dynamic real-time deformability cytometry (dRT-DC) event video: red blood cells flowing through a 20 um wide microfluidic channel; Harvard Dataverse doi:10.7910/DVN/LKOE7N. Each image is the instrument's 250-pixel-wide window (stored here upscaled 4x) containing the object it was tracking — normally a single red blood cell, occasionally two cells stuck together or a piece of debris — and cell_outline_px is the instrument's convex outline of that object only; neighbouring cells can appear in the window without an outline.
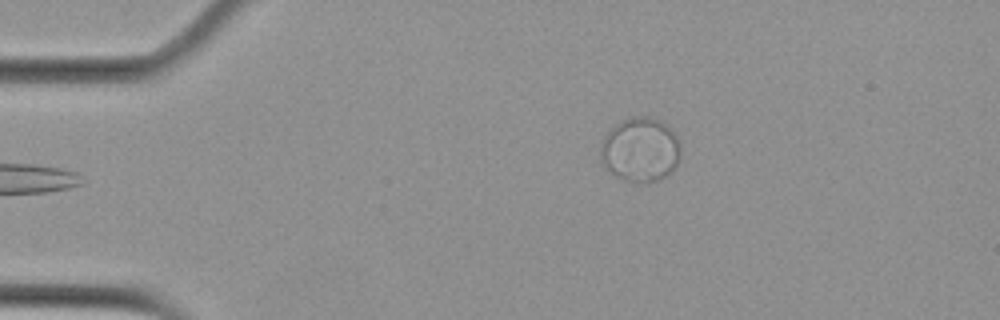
{"species": "Egyptian fruit bat (a non-hibernating species)", "species_latin": "Rousettus aegyptiacus", "temperature_condition": "cold", "stored_images_in_passage": 2, "segment_of_instrument_passage": [2, 2], "camera_frame_rate_fps": 3000, "um_per_image_px": 0.085, "animal": {"sex": "female"}, "frame": {"image": 1, "passage_image": 2, "time_ms": 1.0, "image_size_px": [1000, 320], "cell_outline_px": [[680, 152], [676, 164], [664, 176], [656, 180], [644, 184], [640, 184], [616, 176], [604, 164], [600, 152], [600, 148], [604, 136], [620, 120], [632, 116], [648, 116], [660, 120], [672, 128], [676, 136], [680, 148]], "centroid_in_image_um": [54.42, 12.69], "position_along_channel_um": 30.6, "area_um2": 29.77}}